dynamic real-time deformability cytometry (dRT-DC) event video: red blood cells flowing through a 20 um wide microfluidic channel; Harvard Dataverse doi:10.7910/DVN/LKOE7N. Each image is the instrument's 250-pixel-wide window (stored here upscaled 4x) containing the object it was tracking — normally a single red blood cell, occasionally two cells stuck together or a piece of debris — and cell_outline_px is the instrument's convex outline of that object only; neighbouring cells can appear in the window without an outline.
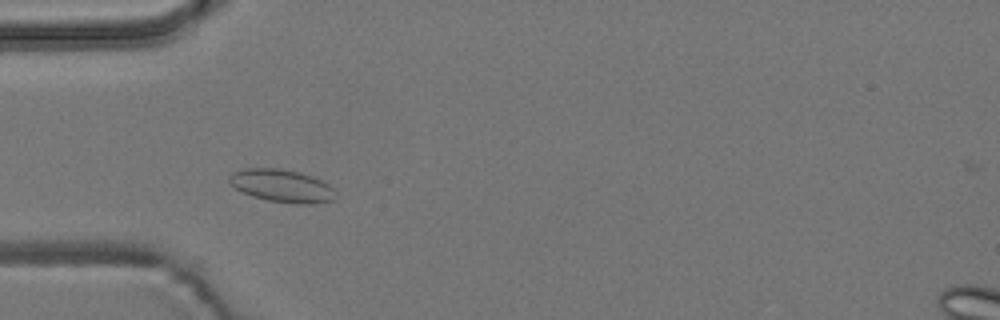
{"species": "common noctule bat (a hibernating species)", "species_latin": "Nyctalus noctula", "temperature_condition": "room temperature", "stored_images_in_passage": 51, "camera_frame_rate_fps": 3000, "um_per_image_px": 0.085, "animal": {"sex": "male", "body_mass_g": 19.2, "forearm_length_mm": 51.8}, "frame": {"image": 1, "passage_image": 12, "time_ms": 3.667, "image_size_px": [1000, 320], "cell_outline_px": [[336, 196], [332, 200], [316, 204], [296, 204], [268, 200], [252, 196], [236, 188], [228, 180], [228, 176], [232, 172], [244, 168], [280, 168], [300, 172], [312, 176], [328, 184], [332, 188]], "centroid_in_image_um": [23.95, 15.79], "position_along_channel_um": 61.0, "area_um2": 20.29}}
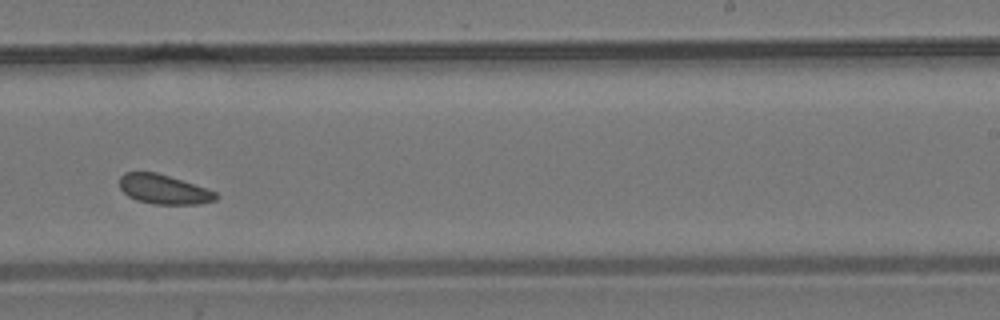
{"frame": {"image": 2, "passage_image": 30, "time_ms": 9.667, "image_size_px": [1000, 320], "cell_outline_px": [[216, 200], [200, 204], [152, 204], [136, 200], [128, 196], [120, 188], [120, 176], [124, 172], [156, 172], [216, 192]], "centroid_in_image_um": [13.87, 16.1], "position_along_channel_um": 275.1, "area_um2": 16.3}}
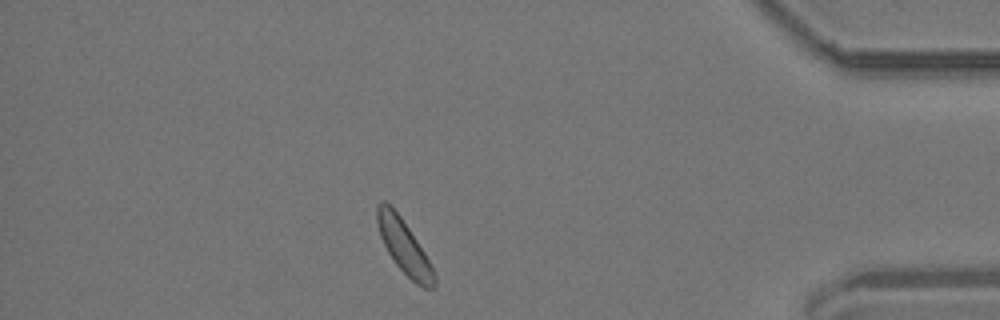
{"frame": {"image": 3, "passage_image": 44, "time_ms": 14.333, "image_size_px": [1000, 320], "cell_outline_px": [[436, 284], [432, 288], [424, 288], [416, 284], [396, 264], [388, 252], [380, 236], [376, 220], [376, 204], [380, 200], [384, 200], [392, 204], [424, 252], [436, 276]], "centroid_in_image_um": [34.31, 20.91], "position_along_channel_um": 400.9, "area_um2": 17.74}}